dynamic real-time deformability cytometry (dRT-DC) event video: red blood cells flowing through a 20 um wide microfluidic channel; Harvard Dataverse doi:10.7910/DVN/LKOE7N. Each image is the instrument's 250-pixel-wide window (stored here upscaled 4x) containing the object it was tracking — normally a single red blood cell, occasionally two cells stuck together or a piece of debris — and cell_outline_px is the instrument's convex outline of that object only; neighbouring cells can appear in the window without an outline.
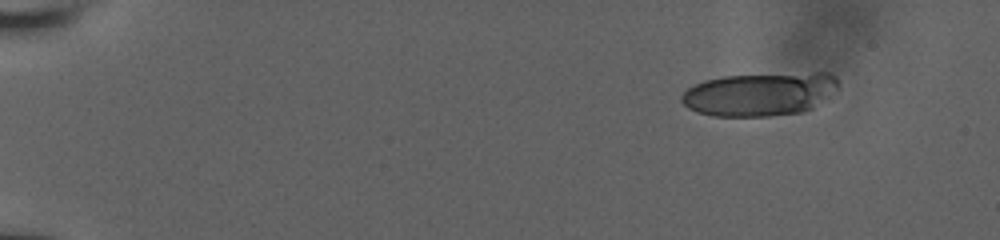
{"species": "human", "species_latin": "Homo sapiens", "temperature_condition": "room temperature", "stored_images_in_passage": 47, "camera_frame_rate_fps": 3000, "um_per_image_px": 0.085, "donor": {"sex": "male"}, "frame": {"image": 1, "passage_image": 1, "time_ms": 0.0, "image_size_px": [1000, 240], "cell_outline_px": [[836, 88], [812, 108], [800, 112], [768, 116], [712, 116], [696, 112], [688, 108], [680, 100], [680, 96], [688, 88], [704, 80], [724, 76], [812, 72], [828, 72], [836, 80]], "centroid_in_image_um": [64.51, 8.0], "position_along_channel_um": 20.5, "area_um2": 39.3}}